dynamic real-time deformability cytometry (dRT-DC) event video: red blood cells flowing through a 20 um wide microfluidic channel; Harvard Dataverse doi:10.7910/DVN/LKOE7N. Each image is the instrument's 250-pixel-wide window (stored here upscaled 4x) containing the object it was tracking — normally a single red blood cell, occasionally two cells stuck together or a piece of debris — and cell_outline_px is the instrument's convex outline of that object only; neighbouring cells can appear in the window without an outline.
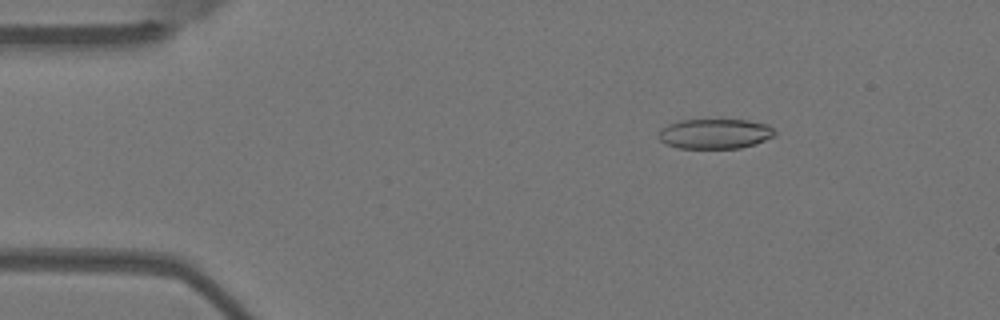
{"species": "Egyptian fruit bat (a non-hibernating species)", "species_latin": "Rousettus aegyptiacus", "temperature_condition": "warm", "stored_images_in_passage": 4, "camera_frame_rate_fps": 3000, "um_per_image_px": 0.085, "animal": {"sex": "female"}, "frame": {"image": 1, "passage_image": 2, "time_ms": 0.333, "image_size_px": [1000, 320], "cell_outline_px": [[776, 136], [756, 144], [740, 148], [676, 148], [664, 144], [660, 140], [660, 128], [668, 124], [680, 120], [748, 120], [768, 124], [776, 132]], "centroid_in_image_um": [60.79, 11.37], "position_along_channel_um": 24.2, "area_um2": 20.46}}